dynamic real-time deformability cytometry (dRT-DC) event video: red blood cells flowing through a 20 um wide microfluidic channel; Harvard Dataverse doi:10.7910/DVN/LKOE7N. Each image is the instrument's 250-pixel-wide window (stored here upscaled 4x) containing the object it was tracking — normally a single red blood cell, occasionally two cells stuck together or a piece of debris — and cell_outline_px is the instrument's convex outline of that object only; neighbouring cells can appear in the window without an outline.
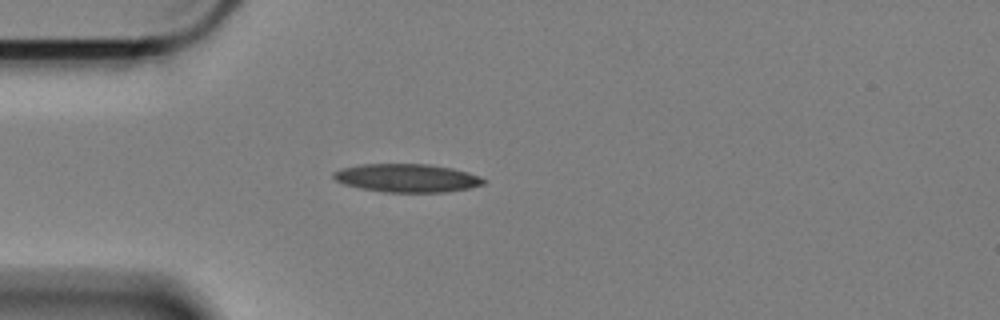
{"species": "Egyptian fruit bat (a non-hibernating species)", "species_latin": "Rousettus aegyptiacus", "temperature_condition": "cold", "stored_images_in_passage": 44, "camera_frame_rate_fps": 3000, "um_per_image_px": 0.085, "animal": {"sex": "female"}, "frame": {"image": 1, "passage_image": 1, "time_ms": 0.0, "image_size_px": [1000, 320], "cell_outline_px": [[488, 180], [484, 184], [468, 188], [448, 192], [384, 192], [360, 188], [344, 184], [336, 180], [332, 176], [332, 172], [340, 168], [360, 164], [428, 164], [452, 168], [468, 172], [480, 176]], "centroid_in_image_um": [34.59, 15.13], "position_along_channel_um": 50.4, "area_um2": 24.91}}
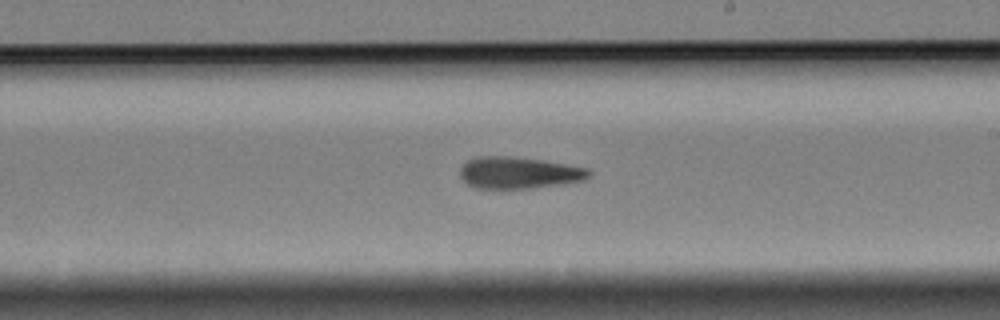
{"frame": {"image": 2, "passage_image": 19, "time_ms": 6.0, "image_size_px": [1000, 320], "cell_outline_px": [[592, 176], [584, 180], [560, 184], [532, 188], [476, 188], [468, 184], [460, 176], [460, 168], [468, 160], [476, 156], [508, 156], [540, 160], [588, 168], [592, 172]], "centroid_in_image_um": [44.11, 14.68], "position_along_channel_um": 244.9, "area_um2": 23.7}}
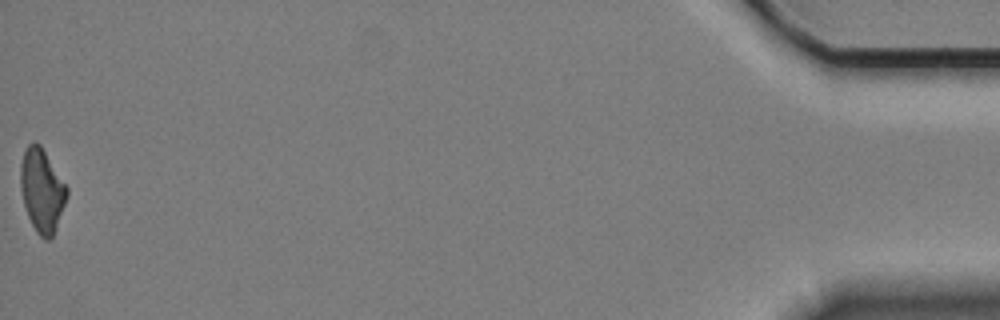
{"frame": {"image": 3, "passage_image": 44, "time_ms": 14.333, "image_size_px": [1000, 320], "cell_outline_px": [[68, 196], [52, 236], [48, 240], [44, 240], [36, 232], [28, 216], [24, 204], [20, 188], [20, 164], [24, 148], [32, 140], [36, 140], [40, 144], [68, 188]], "centroid_in_image_um": [3.54, 16.13], "position_along_channel_um": 431.7, "area_um2": 22.54}, "authors_computed_cell_mechanics": {"area_um2": 23.8425, "velocity_mm_per_s": 3.3936, "shape_relaxation_time_tau1_ms": null, "shape_relaxation_time_tau2_ms": 9.8012, "deformation_change_tau1": null, "deformation_change_tau2": 0.2287}}